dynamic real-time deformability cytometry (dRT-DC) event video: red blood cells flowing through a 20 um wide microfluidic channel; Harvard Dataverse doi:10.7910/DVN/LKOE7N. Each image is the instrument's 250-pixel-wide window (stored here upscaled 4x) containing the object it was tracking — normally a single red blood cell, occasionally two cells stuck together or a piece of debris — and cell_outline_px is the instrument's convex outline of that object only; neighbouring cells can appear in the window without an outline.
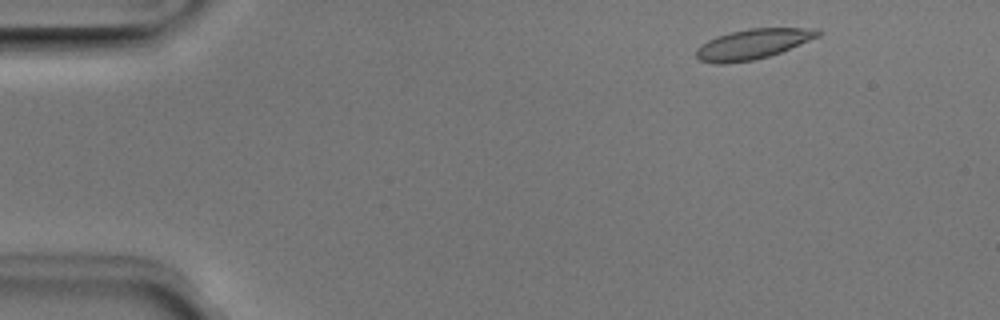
{"species": "Egyptian fruit bat (a non-hibernating species)", "species_latin": "Rousettus aegyptiacus", "temperature_condition": "room temperature", "stored_images_in_passage": 48, "camera_frame_rate_fps": 3000, "um_per_image_px": 0.085, "animal": {"sex": "male"}, "frame": {"image": 1, "passage_image": 3, "time_ms": 0.667, "image_size_px": [1000, 320], "cell_outline_px": [[820, 36], [780, 52], [768, 56], [752, 60], [724, 64], [716, 64], [700, 60], [696, 56], [696, 48], [708, 40], [716, 36], [728, 32], [748, 28], [820, 28]], "centroid_in_image_um": [63.97, 3.73], "position_along_channel_um": 21.0, "area_um2": 21.33}}
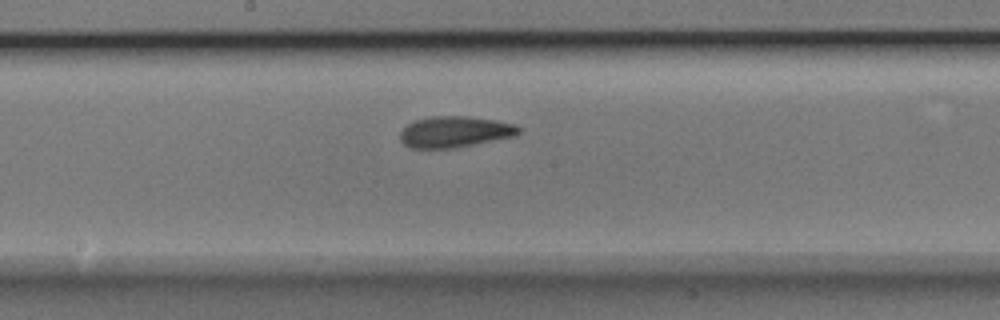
{"frame": {"image": 2, "passage_image": 24, "time_ms": 7.667, "image_size_px": [1000, 320], "cell_outline_px": [[520, 132], [516, 136], [452, 148], [412, 148], [404, 144], [400, 140], [400, 132], [408, 124], [416, 120], [432, 116], [468, 116], [496, 120], [516, 124], [520, 128]], "centroid_in_image_um": [38.68, 11.2], "position_along_channel_um": 209.5, "area_um2": 21.44}}
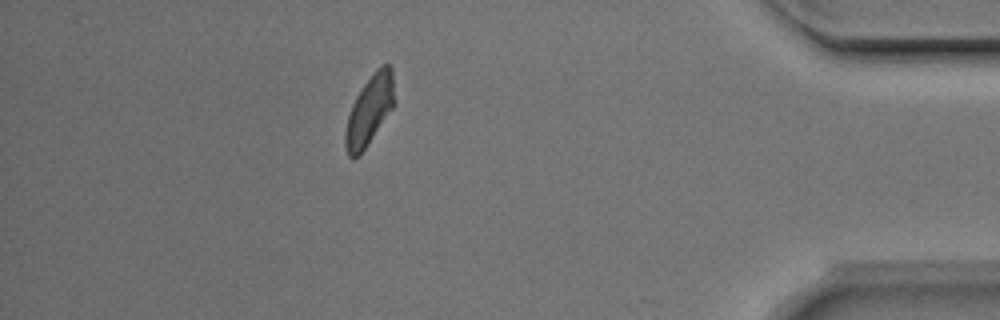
{"frame": {"image": 3, "passage_image": 42, "time_ms": 13.667, "image_size_px": [1000, 320], "cell_outline_px": [[392, 108], [360, 156], [352, 160], [348, 156], [344, 144], [344, 132], [348, 116], [352, 104], [356, 96], [364, 84], [376, 68], [380, 64], [388, 64], [392, 68]], "centroid_in_image_um": [31.34, 9.42], "position_along_channel_um": 403.9, "area_um2": 19.59}, "authors_computed_cell_mechanics": {"area_um2": 20.9236, "velocity_mm_per_s": 3.9643, "shape_relaxation_time_tau1_ms": 2.723, "shape_relaxation_time_tau2_ms": 1.6126, "deformation_change_tau1": 0.1224, "deformation_change_tau2": 0.0847}}